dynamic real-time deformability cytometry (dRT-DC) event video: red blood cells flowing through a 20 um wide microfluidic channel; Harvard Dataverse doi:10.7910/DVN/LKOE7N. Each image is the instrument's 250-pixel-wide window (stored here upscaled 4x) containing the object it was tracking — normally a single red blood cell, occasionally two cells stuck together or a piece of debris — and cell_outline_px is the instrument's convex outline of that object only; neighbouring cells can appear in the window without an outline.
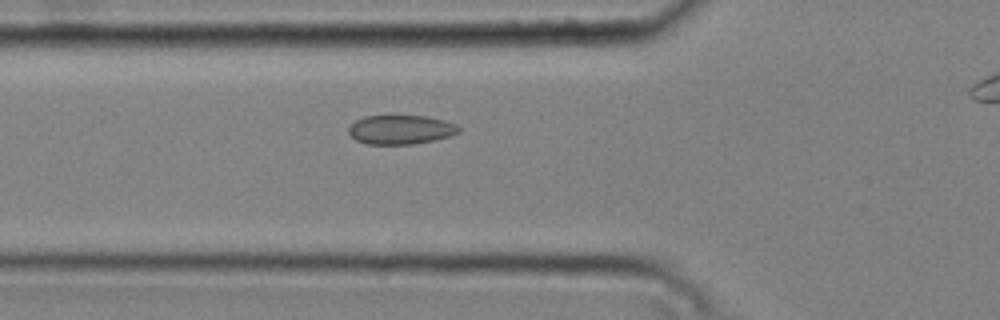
{"species": "common noctule bat (a hibernating species)", "species_latin": "Nyctalus noctula", "temperature_condition": "cold", "stored_images_in_passage": 46, "camera_frame_rate_fps": 3000, "um_per_image_px": 0.085, "animal": {"sex": "male", "body_mass_g": 20.4}, "frame": {"image": 1, "passage_image": 17, "time_ms": 5.333, "image_size_px": [1000, 320], "cell_outline_px": [[460, 132], [452, 136], [412, 144], [368, 144], [356, 140], [348, 132], [348, 128], [356, 120], [364, 116], [428, 116], [444, 120], [456, 124], [460, 128]], "centroid_in_image_um": [34.08, 11.01], "position_along_channel_um": 91.7, "area_um2": 18.67}}
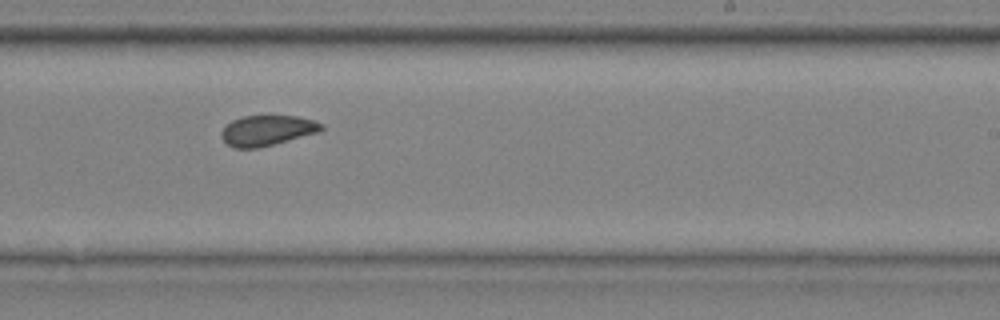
{"frame": {"image": 2, "passage_image": 31, "time_ms": 10.0, "image_size_px": [1000, 320], "cell_outline_px": [[324, 128], [320, 132], [256, 148], [232, 148], [220, 136], [220, 132], [232, 120], [244, 116], [296, 116], [312, 120], [324, 124]], "centroid_in_image_um": [22.71, 11.09], "position_along_channel_um": 266.3, "area_um2": 17.51}}
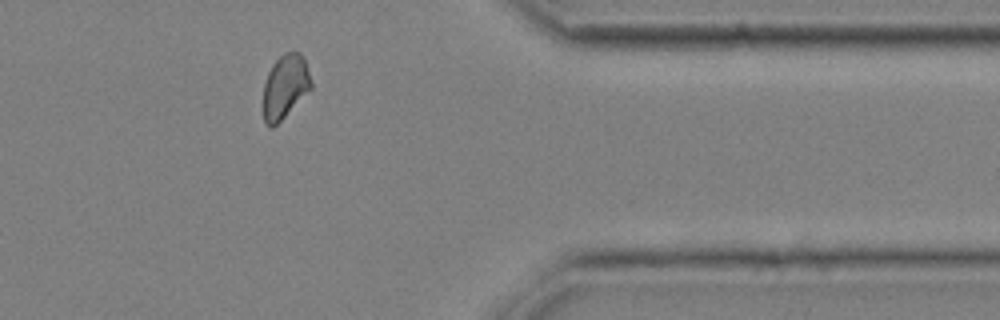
{"frame": {"image": 3, "passage_image": 42, "time_ms": 13.667, "image_size_px": [1000, 320], "cell_outline_px": [[312, 88], [272, 128], [268, 128], [264, 124], [264, 84], [268, 72], [272, 64], [284, 52], [300, 52], [304, 56], [312, 80]], "centroid_in_image_um": [24.24, 7.33], "position_along_channel_um": 387.2, "area_um2": 17.8}, "authors_computed_cell_mechanics": {"area_um2": 18.3515, "velocity_mm_per_s": 3.7374, "shape_relaxation_time_tau1_ms": null, "shape_relaxation_time_tau2_ms": 2.119, "deformation_change_tau1": null, "deformation_change_tau2": 0.049}}